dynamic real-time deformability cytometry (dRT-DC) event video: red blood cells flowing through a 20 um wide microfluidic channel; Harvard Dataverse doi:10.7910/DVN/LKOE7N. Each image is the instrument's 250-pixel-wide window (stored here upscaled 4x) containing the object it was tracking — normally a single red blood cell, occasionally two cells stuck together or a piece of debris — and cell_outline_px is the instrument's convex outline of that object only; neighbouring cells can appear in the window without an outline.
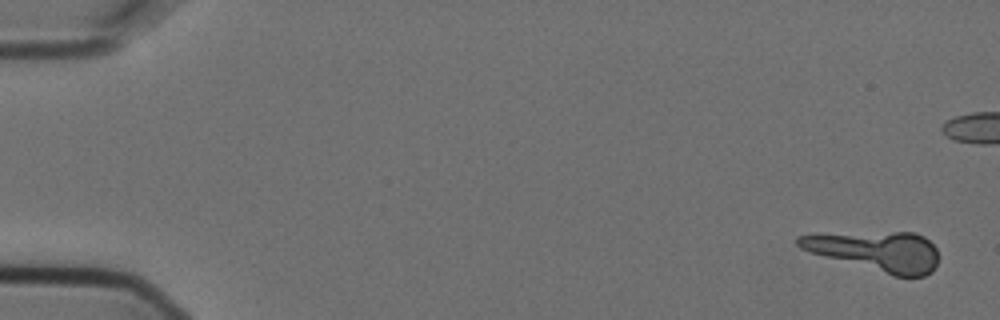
{"species": "Egyptian fruit bat (a non-hibernating species)", "species_latin": "Rousettus aegyptiacus", "temperature_condition": "cold", "stored_images_in_passage": 5, "camera_frame_rate_fps": 3000, "um_per_image_px": 0.085, "animal": {"sex": "female"}, "frame": {"image": 1, "passage_image": 1, "time_ms": 0.0, "image_size_px": [1000, 320], "cell_outline_px": [[936, 264], [932, 272], [924, 276], [892, 276], [812, 252], [800, 248], [796, 244], [796, 236], [816, 232], [916, 232], [924, 236], [936, 248]], "centroid_in_image_um": [74.43, 21.31], "position_along_channel_um": 10.6, "area_um2": 32.83}}